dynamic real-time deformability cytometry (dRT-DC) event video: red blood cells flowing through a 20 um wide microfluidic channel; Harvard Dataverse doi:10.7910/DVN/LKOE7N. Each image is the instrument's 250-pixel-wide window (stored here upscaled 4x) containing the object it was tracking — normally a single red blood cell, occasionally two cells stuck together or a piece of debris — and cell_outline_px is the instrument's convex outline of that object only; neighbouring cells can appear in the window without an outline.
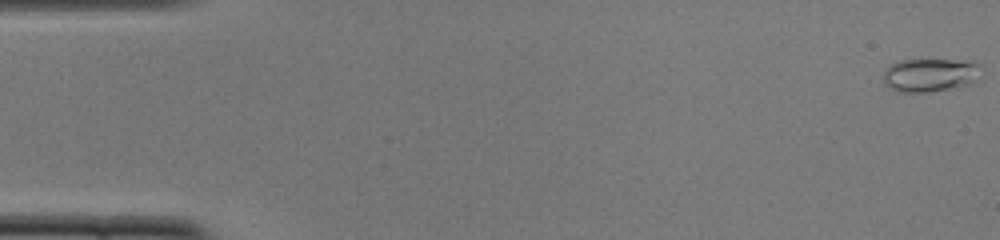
{"species": "common noctule bat (a hibernating species)", "species_latin": "Nyctalus noctula", "temperature_condition": "cold", "stored_images_in_passage": 52, "camera_frame_rate_fps": 3000, "um_per_image_px": 0.085, "animal": {"sex": "female", "body_mass_g": 22.0, "forearm_length_mm": 56.7}, "frame": {"image": 1, "passage_image": 1, "time_ms": 0.0, "image_size_px": [1000, 240], "cell_outline_px": [[980, 80], [972, 84], [928, 92], [900, 92], [884, 84], [884, 72], [888, 64], [896, 60], [976, 60], [980, 64]], "centroid_in_image_um": [79.11, 6.35], "position_along_channel_um": 5.9, "area_um2": 19.48}}
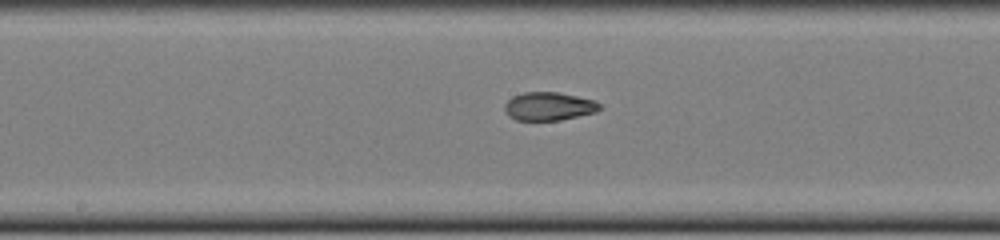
{"frame": {"image": 2, "passage_image": 27, "time_ms": 8.667, "image_size_px": [1000, 240], "cell_outline_px": [[600, 108], [596, 112], [560, 120], [516, 120], [508, 116], [504, 108], [504, 104], [512, 96], [524, 92], [560, 92], [596, 100], [600, 104]], "centroid_in_image_um": [46.65, 9.03], "position_along_channel_um": 201.6, "area_um2": 15.78}}
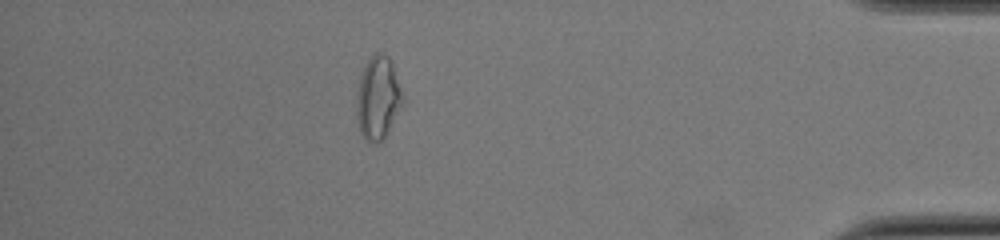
{"frame": {"image": 3, "passage_image": 46, "time_ms": 15.0, "image_size_px": [1000, 240], "cell_outline_px": [[404, 104], [384, 136], [376, 144], [372, 144], [364, 140], [360, 132], [356, 116], [356, 80], [368, 60], [376, 52], [380, 52], [388, 56], [392, 64], [400, 88]], "centroid_in_image_um": [32.07, 8.33], "position_along_channel_um": 403.1, "area_um2": 22.48}, "authors_computed_cell_mechanics": {"area_um2": 16.9932, "velocity_mm_per_s": 3.8842, "shape_relaxation_time_tau1_ms": null, "shape_relaxation_time_tau2_ms": 1.8601, "deformation_change_tau1": null, "deformation_change_tau2": 0.0761}}